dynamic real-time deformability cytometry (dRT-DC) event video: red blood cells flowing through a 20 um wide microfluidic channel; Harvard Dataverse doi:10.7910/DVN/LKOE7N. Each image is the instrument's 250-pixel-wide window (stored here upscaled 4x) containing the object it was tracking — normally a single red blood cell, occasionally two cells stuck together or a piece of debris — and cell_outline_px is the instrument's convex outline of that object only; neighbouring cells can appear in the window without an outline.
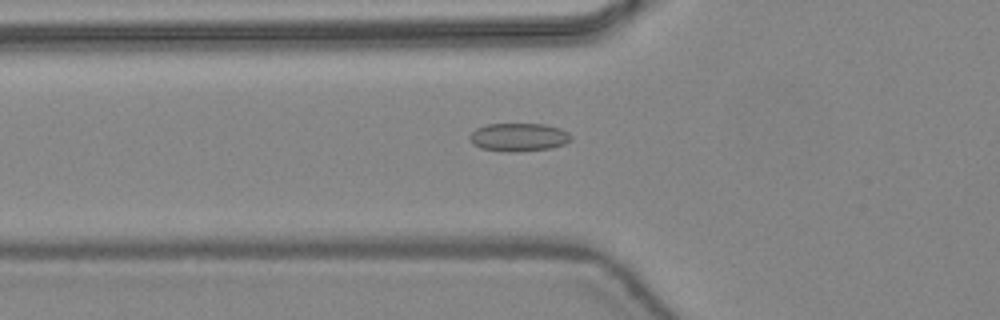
{"species": "common noctule bat (a hibernating species)", "species_latin": "Nyctalus noctula", "temperature_condition": "warm", "stored_images_in_passage": 47, "camera_frame_rate_fps": 3000, "um_per_image_px": 0.085, "animal": {"sex": "female", "body_mass_g": 24.6, "forearm_length_mm": 56.2}, "frame": {"image": 1, "passage_image": 18, "time_ms": 5.667, "image_size_px": [1000, 320], "cell_outline_px": [[572, 140], [564, 144], [552, 148], [512, 152], [508, 152], [480, 148], [472, 144], [468, 136], [476, 128], [488, 124], [544, 124], [560, 128], [568, 132], [572, 136]], "centroid_in_image_um": [44.09, 11.66], "position_along_channel_um": 81.7, "area_um2": 16.76}}
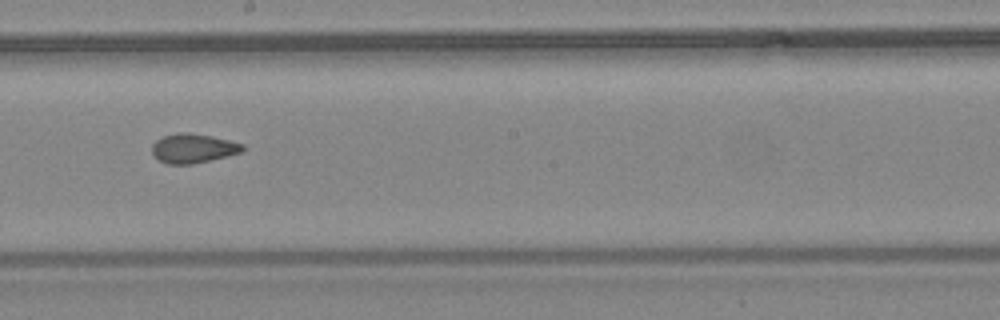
{"frame": {"image": 2, "passage_image": 28, "time_ms": 9.0, "image_size_px": [1000, 320], "cell_outline_px": [[244, 152], [228, 156], [192, 164], [168, 164], [160, 160], [152, 152], [152, 144], [156, 140], [164, 136], [180, 132], [188, 132], [212, 136], [244, 144]], "centroid_in_image_um": [16.45, 12.6], "position_along_channel_um": 231.8, "area_um2": 15.43}}
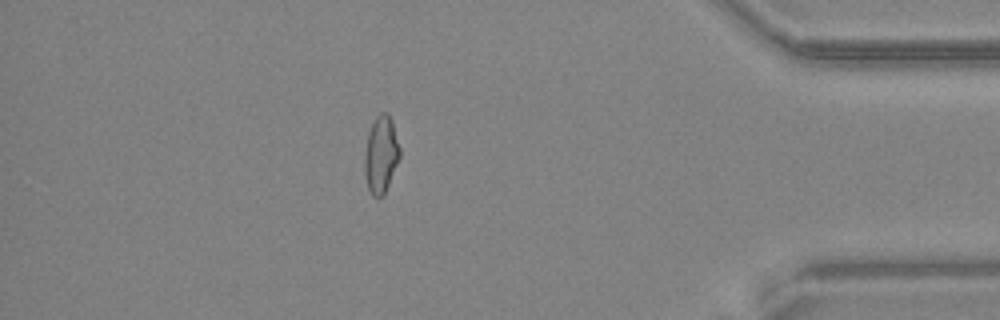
{"frame": {"image": 3, "passage_image": 42, "time_ms": 13.667, "image_size_px": [1000, 320], "cell_outline_px": [[400, 156], [384, 196], [372, 196], [368, 188], [364, 172], [364, 156], [368, 132], [376, 116], [380, 112], [388, 112], [392, 120], [400, 148]], "centroid_in_image_um": [32.38, 13.12], "position_along_channel_um": 402.8, "area_um2": 15.9}, "authors_computed_cell_mechanics": {"area_um2": 15.9528, "velocity_mm_per_s": 4.4729, "shape_relaxation_time_tau1_ms": null, "shape_relaxation_time_tau2_ms": 1.3672, "deformation_change_tau1": null, "deformation_change_tau2": 0.0722}}